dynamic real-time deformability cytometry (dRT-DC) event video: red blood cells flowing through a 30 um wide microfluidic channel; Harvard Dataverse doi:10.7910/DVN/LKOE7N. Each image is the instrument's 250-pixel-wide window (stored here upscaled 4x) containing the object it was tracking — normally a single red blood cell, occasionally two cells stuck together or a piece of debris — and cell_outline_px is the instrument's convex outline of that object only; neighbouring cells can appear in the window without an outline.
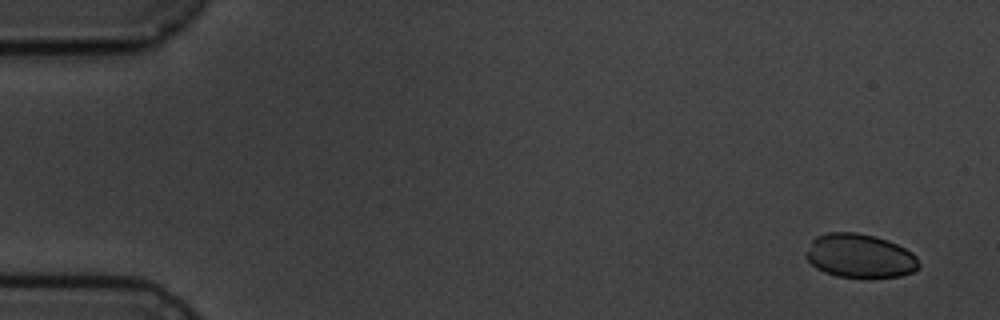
{"species": "common noctule bat (a hibernating species)", "species_latin": "Nyctalus noctula", "temperature_condition": "cold", "stored_images_in_passage": 15, "camera_frame_rate_fps": 3000, "um_per_image_px": 0.085, "animal": {"sex": "male", "body_mass_g": 19.5, "forearm_length_mm": 54.6}, "frame": {"image": 1, "passage_image": 1, "time_ms": 0.0, "image_size_px": [1000, 320], "cell_outline_px": [[920, 268], [912, 272], [900, 276], [868, 280], [836, 276], [824, 272], [816, 268], [804, 256], [804, 252], [812, 240], [816, 236], [828, 232], [856, 232], [876, 236], [888, 240], [912, 252], [916, 256], [920, 264]], "centroid_in_image_um": [73.09, 21.78], "position_along_channel_um": 11.9, "area_um2": 29.71}}
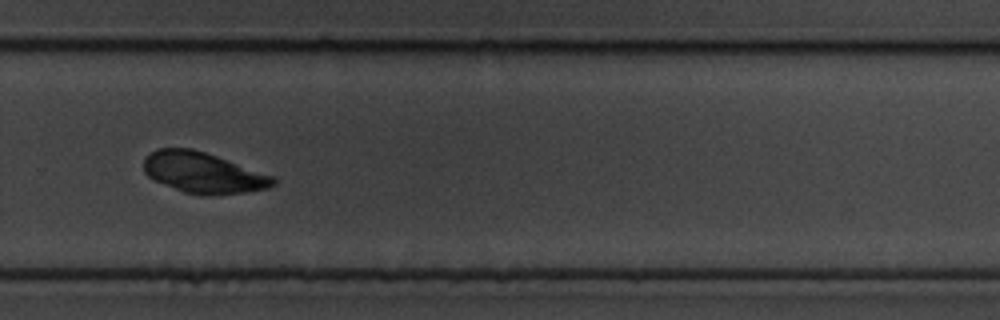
{"frame": {"image": 2, "passage_image": 11, "time_ms": 12.0, "image_size_px": [1000, 320], "cell_outline_px": [[276, 184], [268, 188], [248, 192], [212, 196], [200, 196], [184, 192], [156, 180], [148, 176], [144, 172], [144, 156], [156, 148], [192, 148], [276, 176]], "centroid_in_image_um": [17.3, 14.69], "position_along_channel_um": 312.5, "area_um2": 31.04}}
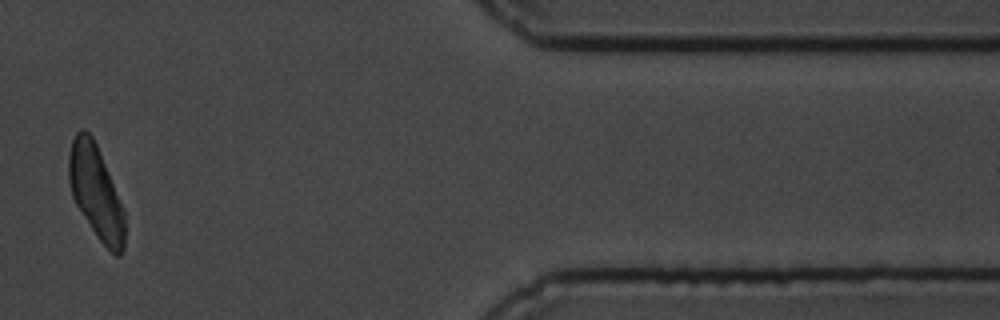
{"frame": {"image": 3, "passage_image": 14, "time_ms": 15.667, "image_size_px": [1000, 320], "cell_outline_px": [[124, 252], [120, 256], [116, 256], [96, 236], [76, 204], [72, 196], [68, 180], [68, 156], [72, 140], [76, 132], [80, 128], [84, 128], [92, 136], [96, 144], [124, 212]], "centroid_in_image_um": [8.12, 16.32], "position_along_channel_um": 403.3, "area_um2": 29.94}}